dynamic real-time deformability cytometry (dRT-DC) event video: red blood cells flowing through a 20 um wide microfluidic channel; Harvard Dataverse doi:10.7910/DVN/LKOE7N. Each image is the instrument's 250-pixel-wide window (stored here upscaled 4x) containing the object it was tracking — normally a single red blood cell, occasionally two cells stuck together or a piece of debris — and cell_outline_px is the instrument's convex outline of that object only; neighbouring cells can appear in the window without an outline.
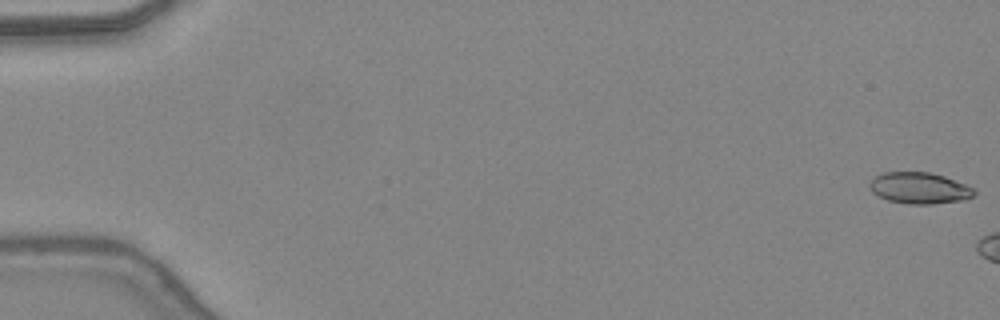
{"species": "common noctule bat (a hibernating species)", "species_latin": "Nyctalus noctula", "temperature_condition": "warm", "stored_images_in_passage": 9, "camera_frame_rate_fps": 3000, "um_per_image_px": 0.085, "animal": {"sex": "female", "body_mass_g": 24.6, "forearm_length_mm": 56.2}, "frame": {"image": 1, "passage_image": 1, "time_ms": 0.0, "image_size_px": [1000, 320], "cell_outline_px": [[976, 192], [972, 196], [964, 200], [932, 204], [908, 204], [888, 200], [872, 192], [868, 184], [876, 176], [884, 172], [928, 172], [944, 176], [964, 184], [972, 188]], "centroid_in_image_um": [78.13, 15.99], "position_along_channel_um": 6.9, "area_um2": 18.9}}